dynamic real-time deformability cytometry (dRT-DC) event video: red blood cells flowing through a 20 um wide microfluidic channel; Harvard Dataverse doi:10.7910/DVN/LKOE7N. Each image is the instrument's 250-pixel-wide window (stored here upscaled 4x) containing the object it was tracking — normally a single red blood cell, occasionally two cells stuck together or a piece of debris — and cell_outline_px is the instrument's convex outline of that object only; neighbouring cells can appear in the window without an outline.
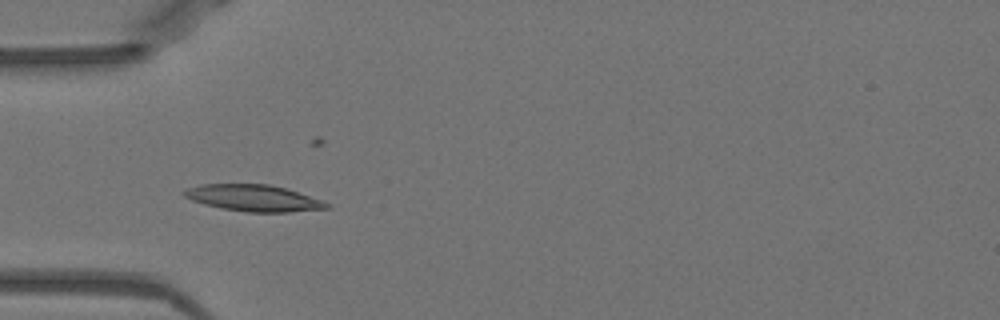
{"species": "Egyptian fruit bat (a non-hibernating species)", "species_latin": "Rousettus aegyptiacus", "temperature_condition": "warm", "stored_images_in_passage": 44, "camera_frame_rate_fps": 3000, "um_per_image_px": 0.085, "animal": {"sex": "female"}, "frame": {"image": 1, "passage_image": 9, "time_ms": 2.667, "image_size_px": [1000, 320], "cell_outline_px": [[332, 208], [288, 212], [248, 212], [220, 208], [204, 204], [192, 200], [184, 196], [180, 192], [188, 188], [200, 184], [268, 184], [284, 188], [324, 200], [332, 204]], "centroid_in_image_um": [21.58, 16.84], "position_along_channel_um": 63.4, "area_um2": 22.14}}
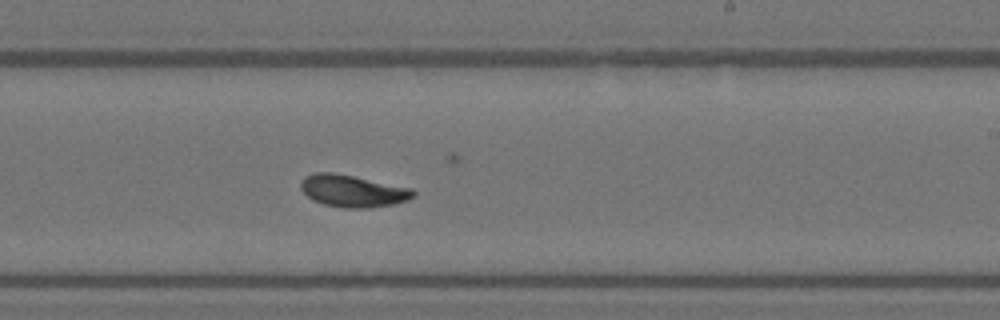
{"frame": {"image": 2, "passage_image": 24, "time_ms": 7.667, "image_size_px": [1000, 320], "cell_outline_px": [[416, 196], [408, 200], [396, 204], [368, 208], [344, 208], [324, 204], [308, 196], [300, 188], [300, 180], [304, 176], [312, 172], [332, 172], [412, 188], [416, 192]], "centroid_in_image_um": [30.0, 16.23], "position_along_channel_um": 259.0, "area_um2": 21.1}}
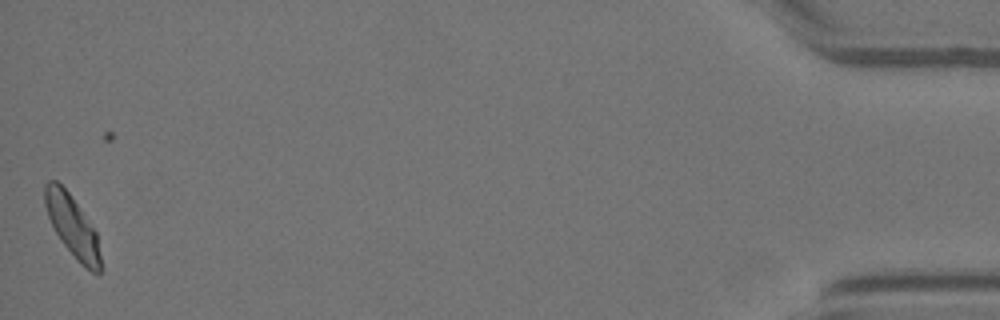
{"frame": {"image": 3, "passage_image": 44, "time_ms": 14.333, "image_size_px": [1000, 320], "cell_outline_px": [[100, 272], [92, 272], [80, 264], [76, 260], [64, 244], [56, 232], [48, 216], [44, 204], [44, 184], [48, 180], [56, 180], [68, 192], [96, 232], [100, 256]], "centroid_in_image_um": [6.12, 19.2], "position_along_channel_um": 429.1, "area_um2": 19.42}, "authors_computed_cell_mechanics": {"area_um2": 20.23, "velocity_mm_per_s": 3.9323, "shape_relaxation_time_tau1_ms": 6.2318, "shape_relaxation_time_tau2_ms": 1.8687, "deformation_change_tau1": 0.2172, "deformation_change_tau2": 0.0731}}